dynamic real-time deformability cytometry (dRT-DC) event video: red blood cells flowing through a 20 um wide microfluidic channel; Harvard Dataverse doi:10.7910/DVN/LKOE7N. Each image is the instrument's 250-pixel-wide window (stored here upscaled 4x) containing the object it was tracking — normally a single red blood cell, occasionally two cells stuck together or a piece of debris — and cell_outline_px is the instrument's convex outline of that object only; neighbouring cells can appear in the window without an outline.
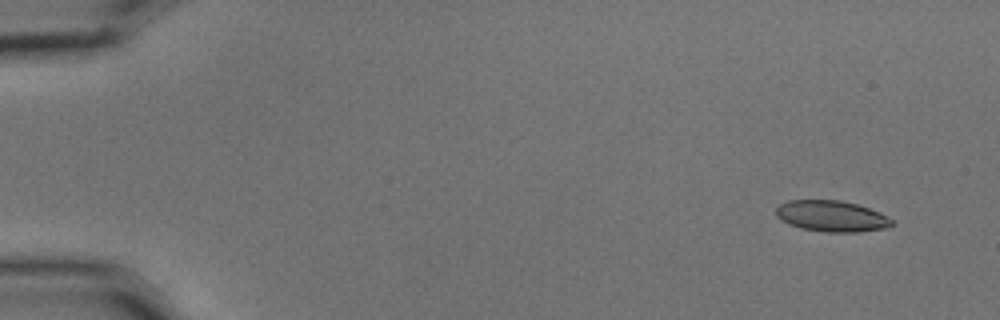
{"species": "common noctule bat (a hibernating species)", "species_latin": "Nyctalus noctula", "temperature_condition": "cold", "stored_images_in_passage": 10, "camera_frame_rate_fps": 3000, "um_per_image_px": 0.085, "animal": {"sex": "male", "body_mass_g": 15.6}, "frame": {"image": 1, "passage_image": 1, "time_ms": 0.0, "image_size_px": [1000, 320], "cell_outline_px": [[892, 224], [888, 228], [860, 232], [828, 232], [800, 228], [788, 224], [780, 220], [776, 216], [776, 208], [780, 204], [788, 200], [840, 200], [856, 204], [880, 212], [888, 216], [892, 220]], "centroid_in_image_um": [70.68, 18.37], "position_along_channel_um": 14.3, "area_um2": 21.1}}
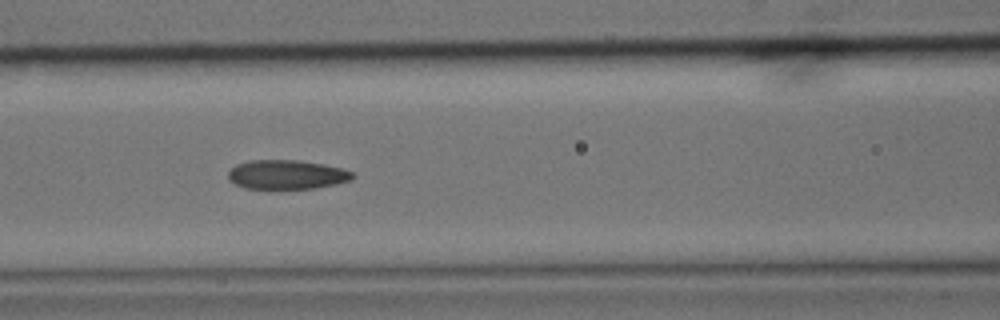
{"frame": {"image": 2, "passage_image": 6, "time_ms": 1.667, "image_size_px": [1000, 320], "cell_outline_px": [[356, 176], [352, 180], [336, 184], [312, 188], [244, 188], [236, 184], [228, 176], [228, 172], [236, 164], [248, 160], [300, 160], [324, 164], [344, 168], [352, 172]], "centroid_in_image_um": [24.42, 14.82], "position_along_channel_um": 142.2, "area_um2": 21.15}}
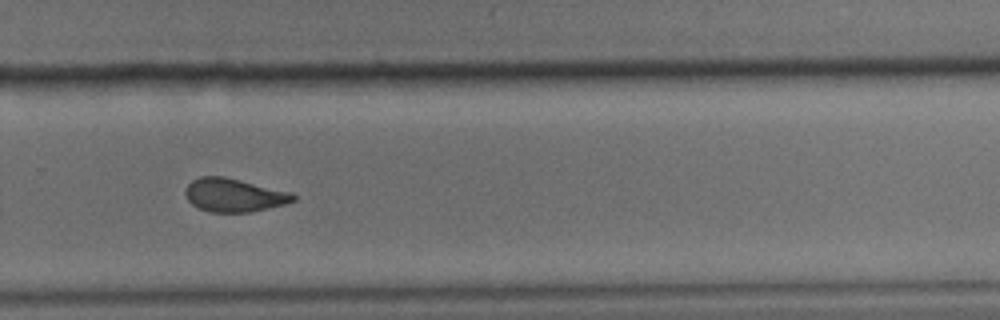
{"frame": {"image": 3, "passage_image": 10, "time_ms": 3.0, "image_size_px": [1000, 320], "cell_outline_px": [[296, 200], [284, 204], [248, 212], [208, 212], [192, 204], [188, 200], [184, 192], [188, 184], [192, 180], [200, 176], [224, 176], [292, 192], [296, 196]], "centroid_in_image_um": [19.88, 16.57], "position_along_channel_um": 309.9, "area_um2": 20.92}}